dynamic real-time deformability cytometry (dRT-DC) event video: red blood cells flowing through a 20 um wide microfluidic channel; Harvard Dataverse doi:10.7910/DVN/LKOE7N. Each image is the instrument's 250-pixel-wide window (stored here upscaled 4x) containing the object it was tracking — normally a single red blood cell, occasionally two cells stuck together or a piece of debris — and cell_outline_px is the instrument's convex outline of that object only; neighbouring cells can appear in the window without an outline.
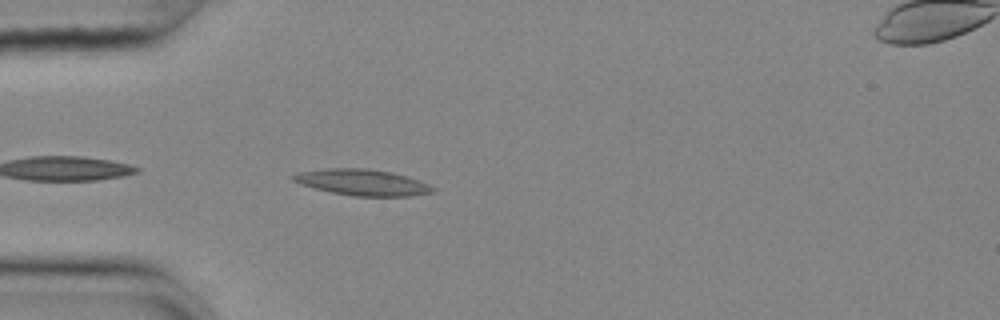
{"species": "common noctule bat (a hibernating species)", "species_latin": "Nyctalus noctula", "temperature_condition": "cold", "stored_images_in_passage": 41, "camera_frame_rate_fps": 3000, "um_per_image_px": 0.085, "animal": {"sex": "female", "body_mass_g": 25.1}, "frame": {"image": 1, "passage_image": 2, "time_ms": 0.333, "image_size_px": [1000, 320], "cell_outline_px": [[436, 188], [432, 192], [408, 196], [352, 196], [332, 192], [300, 184], [292, 180], [288, 176], [300, 172], [328, 168], [368, 168], [392, 172], [420, 180]], "centroid_in_image_um": [30.79, 15.49], "position_along_channel_um": 54.2, "area_um2": 21.21}}
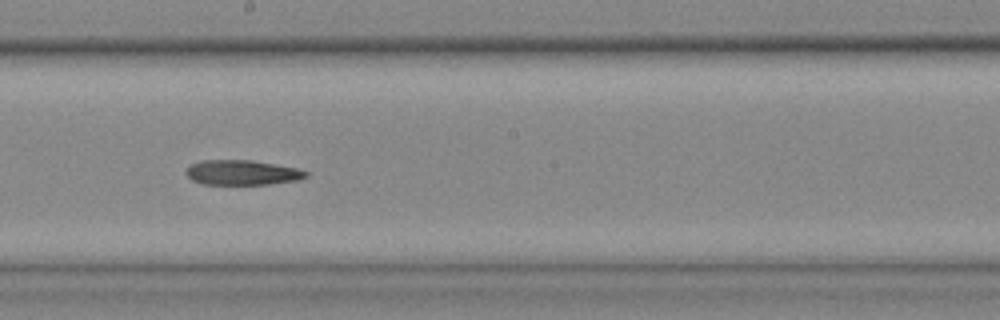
{"frame": {"image": 2, "passage_image": 17, "time_ms": 5.333, "image_size_px": [1000, 320], "cell_outline_px": [[308, 176], [296, 180], [268, 184], [204, 184], [192, 180], [184, 172], [192, 164], [200, 160], [252, 160], [296, 168], [308, 172]], "centroid_in_image_um": [20.56, 14.66], "position_along_channel_um": 227.6, "area_um2": 17.22}}
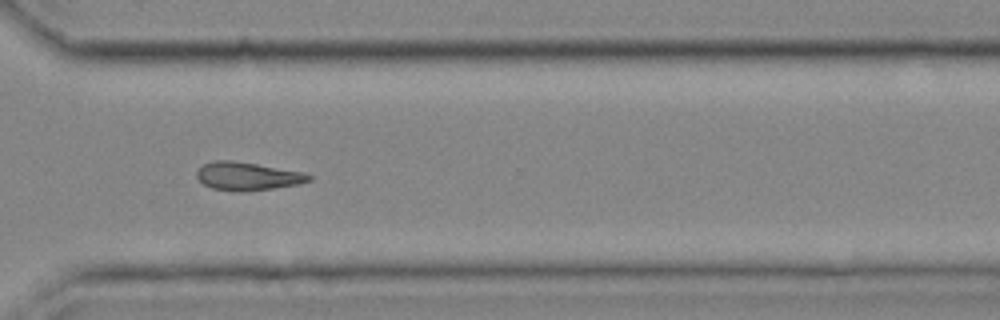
{"frame": {"image": 3, "passage_image": 27, "time_ms": 8.667, "image_size_px": [1000, 320], "cell_outline_px": [[312, 180], [296, 184], [272, 188], [240, 192], [212, 188], [204, 184], [196, 176], [196, 172], [204, 164], [216, 160], [232, 160], [304, 172], [312, 176]], "centroid_in_image_um": [21.03, 14.97], "position_along_channel_um": 349.6, "area_um2": 18.15}}